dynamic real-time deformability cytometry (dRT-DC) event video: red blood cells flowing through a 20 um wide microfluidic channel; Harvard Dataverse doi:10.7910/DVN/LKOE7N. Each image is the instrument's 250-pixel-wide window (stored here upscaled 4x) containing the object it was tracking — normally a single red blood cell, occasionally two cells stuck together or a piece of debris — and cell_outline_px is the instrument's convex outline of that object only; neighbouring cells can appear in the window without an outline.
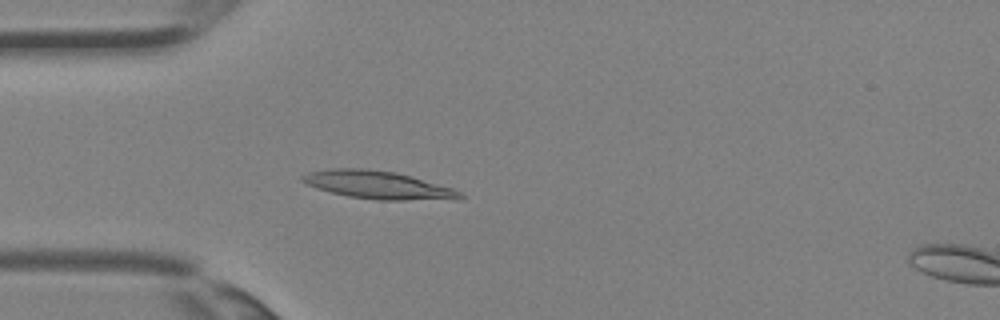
{"species": "Egyptian fruit bat (a non-hibernating species)", "species_latin": "Rousettus aegyptiacus", "temperature_condition": "room temperature", "stored_images_in_passage": 23, "camera_frame_rate_fps": 3000, "um_per_image_px": 0.085, "animal": {"sex": "female"}, "frame": {"image": 1, "passage_image": 2, "time_ms": 0.333, "image_size_px": [1000, 320], "cell_outline_px": [[464, 200], [376, 200], [348, 196], [316, 188], [300, 180], [300, 176], [308, 172], [332, 168], [364, 168], [396, 172], [452, 188], [460, 192], [464, 196]], "centroid_in_image_um": [32.16, 15.73], "position_along_channel_um": 52.8, "area_um2": 25.78}}
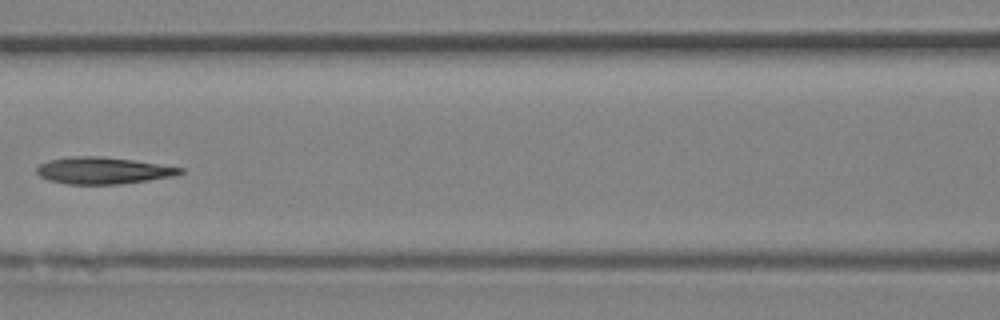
{"frame": {"image": 2, "passage_image": 8, "time_ms": 2.333, "image_size_px": [1000, 320], "cell_outline_px": [[184, 172], [176, 176], [120, 184], [64, 184], [48, 180], [40, 176], [36, 172], [36, 168], [40, 164], [48, 160], [68, 156], [104, 156], [132, 160], [184, 168]], "centroid_in_image_um": [8.74, 14.49], "position_along_channel_um": 157.9, "area_um2": 22.54}}
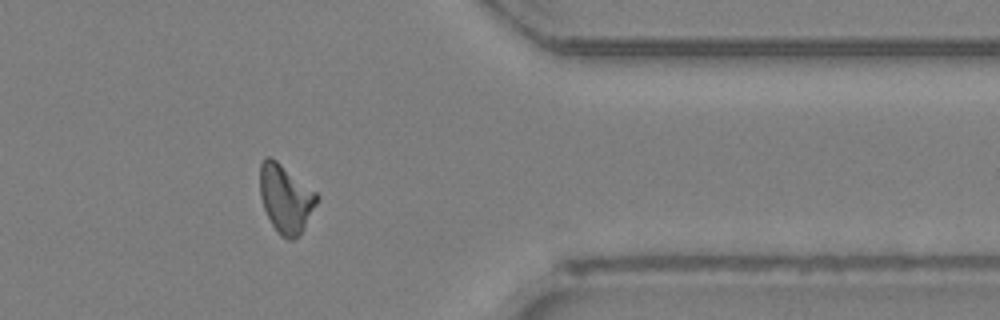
{"frame": {"image": 3, "passage_image": 21, "time_ms": 6.667, "image_size_px": [1000, 320], "cell_outline_px": [[320, 196], [304, 228], [292, 240], [288, 240], [280, 236], [272, 224], [264, 208], [260, 196], [260, 164], [264, 156], [272, 156], [316, 192]], "centroid_in_image_um": [24.26, 16.85], "position_along_channel_um": 387.1, "area_um2": 22.54}}